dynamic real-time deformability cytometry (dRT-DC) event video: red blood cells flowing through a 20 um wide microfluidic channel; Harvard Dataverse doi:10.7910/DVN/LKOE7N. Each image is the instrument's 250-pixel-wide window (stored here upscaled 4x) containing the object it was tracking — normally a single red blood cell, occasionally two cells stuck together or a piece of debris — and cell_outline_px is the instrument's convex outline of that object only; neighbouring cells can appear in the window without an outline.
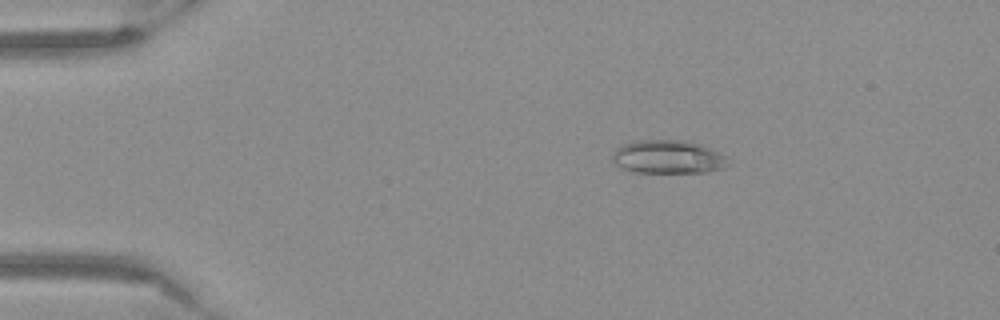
{"species": "Egyptian fruit bat (a non-hibernating species)", "species_latin": "Rousettus aegyptiacus", "temperature_condition": "warm", "stored_images_in_passage": 54, "camera_frame_rate_fps": 3000, "um_per_image_px": 0.085, "frame": {"image": 1, "passage_image": 10, "time_ms": 3.0, "image_size_px": [1000, 320], "cell_outline_px": [[728, 164], [724, 168], [708, 172], [632, 172], [620, 168], [612, 160], [612, 152], [616, 148], [624, 144], [640, 140], [684, 140], [700, 144], [720, 152], [728, 156]], "centroid_in_image_um": [56.79, 13.34], "position_along_channel_um": 28.2, "area_um2": 22.72}}
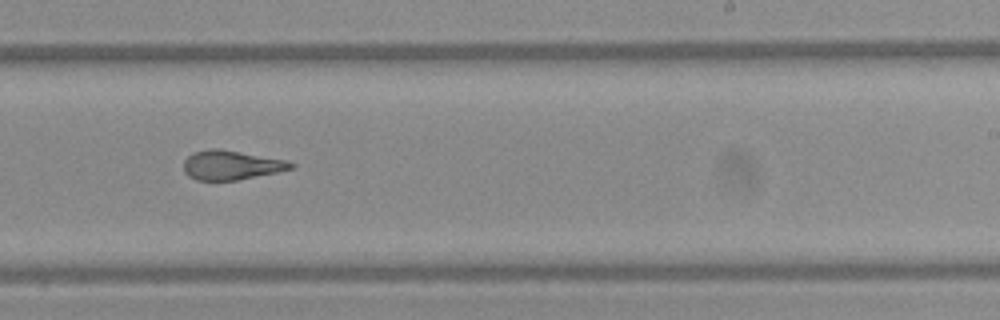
{"frame": {"image": 2, "passage_image": 34, "time_ms": 11.0, "image_size_px": [1000, 320], "cell_outline_px": [[296, 168], [236, 180], [196, 180], [188, 176], [184, 172], [184, 160], [192, 152], [212, 148], [220, 148], [288, 160], [296, 164]], "centroid_in_image_um": [19.67, 14.02], "position_along_channel_um": 269.3, "area_um2": 18.5}}
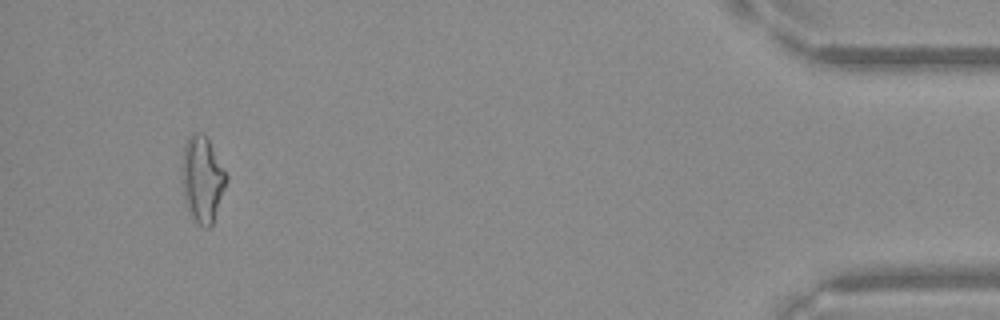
{"frame": {"image": 3, "passage_image": 51, "time_ms": 16.667, "image_size_px": [1000, 320], "cell_outline_px": [[228, 180], [212, 224], [208, 228], [204, 228], [192, 216], [184, 200], [180, 180], [180, 176], [184, 144], [188, 136], [192, 132], [204, 132], [228, 176]], "centroid_in_image_um": [17.17, 15.19], "position_along_channel_um": 418.0, "area_um2": 22.54}}